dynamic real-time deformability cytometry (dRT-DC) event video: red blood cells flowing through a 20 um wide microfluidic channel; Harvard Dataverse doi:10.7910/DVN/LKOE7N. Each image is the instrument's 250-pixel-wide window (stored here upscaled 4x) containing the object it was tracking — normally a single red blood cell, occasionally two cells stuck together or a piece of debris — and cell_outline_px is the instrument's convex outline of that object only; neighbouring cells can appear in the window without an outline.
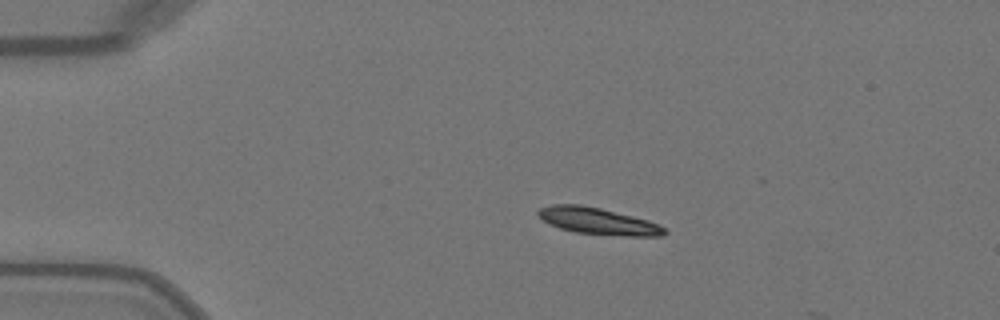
{"species": "Egyptian fruit bat (a non-hibernating species)", "species_latin": "Rousettus aegyptiacus", "temperature_condition": "warm", "stored_images_in_passage": 12, "camera_frame_rate_fps": 3000, "um_per_image_px": 0.085, "animal": {"sex": "female"}, "frame": {"image": 1, "passage_image": 10, "time_ms": 3.0, "image_size_px": [1000, 320], "cell_outline_px": [[668, 232], [664, 236], [624, 236], [576, 232], [560, 228], [548, 224], [536, 212], [540, 208], [552, 204], [580, 204], [600, 208], [648, 220], [664, 228]], "centroid_in_image_um": [50.82, 18.79], "position_along_channel_um": 34.2, "area_um2": 19.48}}